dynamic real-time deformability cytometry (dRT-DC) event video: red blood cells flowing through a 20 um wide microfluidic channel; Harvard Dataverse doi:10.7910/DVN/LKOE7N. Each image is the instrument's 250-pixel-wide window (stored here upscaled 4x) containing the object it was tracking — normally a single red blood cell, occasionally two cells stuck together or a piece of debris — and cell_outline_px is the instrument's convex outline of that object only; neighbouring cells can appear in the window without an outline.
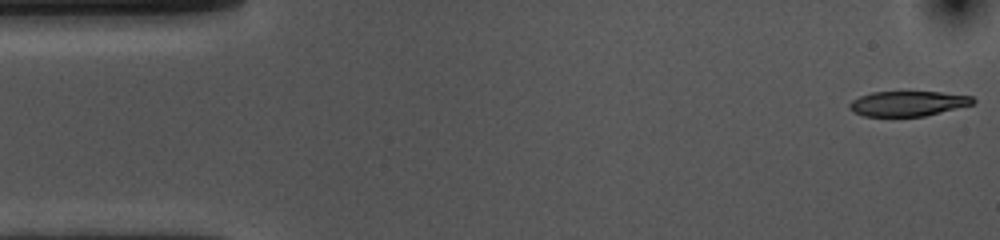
{"species": "common noctule bat (a hibernating species)", "species_latin": "Nyctalus noctula", "temperature_condition": "cold", "stored_images_in_passage": 53, "camera_frame_rate_fps": 3000, "um_per_image_px": 0.085, "animal": {"sex": "female", "body_mass_g": 10.0, "forearm_length_mm": 53.1}, "frame": {"image": 1, "passage_image": 1, "time_ms": 0.0, "image_size_px": [1000, 240], "cell_outline_px": [[976, 100], [972, 104], [924, 116], [864, 116], [852, 112], [848, 108], [848, 104], [852, 100], [860, 96], [872, 92], [940, 92], [972, 96]], "centroid_in_image_um": [77.12, 8.8], "position_along_channel_um": 7.9, "area_um2": 17.92}}
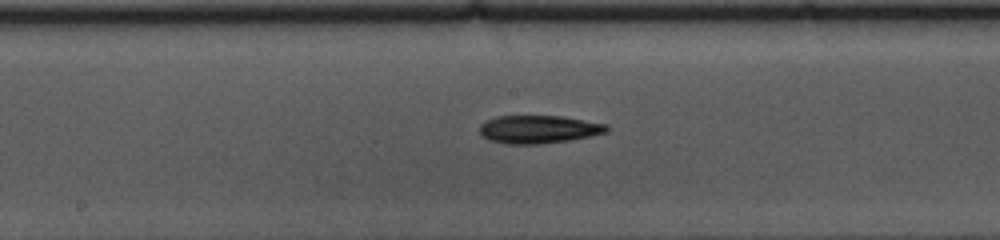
{"frame": {"image": 2, "passage_image": 26, "time_ms": 8.333, "image_size_px": [1000, 240], "cell_outline_px": [[608, 132], [568, 140], [540, 144], [508, 144], [488, 140], [480, 132], [480, 124], [496, 116], [560, 116], [608, 124]], "centroid_in_image_um": [45.78, 10.99], "position_along_channel_um": 202.4, "area_um2": 20.58}}
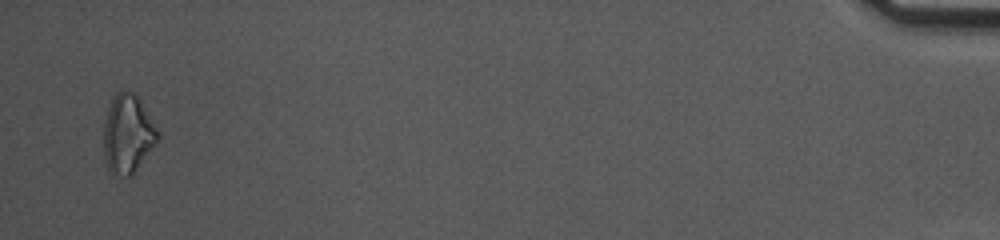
{"frame": {"image": 3, "passage_image": 52, "time_ms": 17.0, "image_size_px": [1000, 240], "cell_outline_px": [[160, 136], [156, 144], [136, 168], [128, 176], [124, 176], [108, 172], [104, 160], [104, 120], [112, 96], [120, 88], [128, 88], [136, 92], [160, 132]], "centroid_in_image_um": [10.85, 11.29], "position_along_channel_um": 424.3, "area_um2": 25.26}, "authors_computed_cell_mechanics": {"area_um2": 20.23, "velocity_mm_per_s": 3.6313, "shape_relaxation_time_tau1_ms": 2.9955, "shape_relaxation_time_tau2_ms": null, "deformation_change_tau1": 0.1212, "deformation_change_tau2": null}}